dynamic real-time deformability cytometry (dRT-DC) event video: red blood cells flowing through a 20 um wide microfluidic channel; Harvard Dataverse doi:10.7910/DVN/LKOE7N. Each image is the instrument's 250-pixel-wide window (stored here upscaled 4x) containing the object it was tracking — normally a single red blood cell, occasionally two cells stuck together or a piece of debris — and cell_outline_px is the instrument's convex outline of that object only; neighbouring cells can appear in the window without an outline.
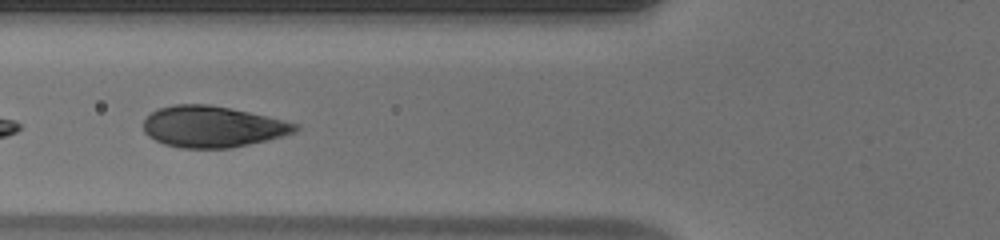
{"species": "human", "species_latin": "Homo sapiens", "temperature_condition": "warm", "stored_images_in_passage": 28, "camera_frame_rate_fps": 3000, "um_per_image_px": 0.085, "donor": {"sex": "male"}, "frame": {"image": 1, "passage_image": 5, "time_ms": 1.333, "image_size_px": [1000, 240], "cell_outline_px": [[300, 128], [296, 132], [248, 144], [228, 148], [180, 148], [164, 144], [148, 136], [144, 132], [144, 120], [152, 112], [160, 108], [172, 104], [208, 104], [248, 112], [284, 120], [300, 124]], "centroid_in_image_um": [18.05, 10.76], "position_along_channel_um": 107.8, "area_um2": 36.18}}
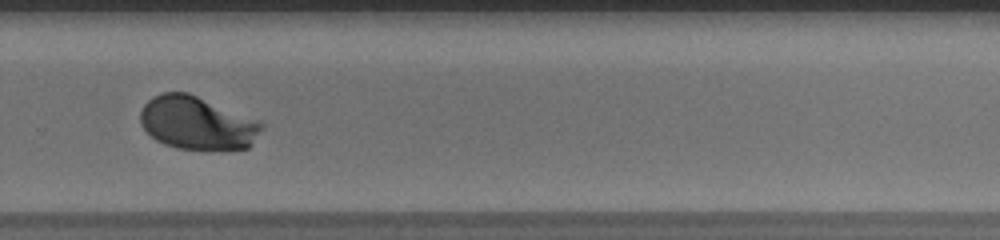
{"frame": {"image": 2, "passage_image": 20, "time_ms": 6.333, "image_size_px": [1000, 240], "cell_outline_px": [[264, 128], [248, 148], [176, 148], [164, 144], [156, 140], [140, 124], [140, 112], [144, 104], [152, 96], [164, 92], [188, 92], [260, 120], [264, 124]], "centroid_in_image_um": [16.76, 10.42], "position_along_channel_um": 313.0, "area_um2": 37.4}, "authors_computed_cell_mechanics": {"area_um2": 37.9168, "velocity_mm_per_s": 4.106, "shape_relaxation_time_tau1_ms": 2.3129, "shape_relaxation_time_tau2_ms": null, "deformation_change_tau1": 0.1656, "deformation_change_tau2": null}}